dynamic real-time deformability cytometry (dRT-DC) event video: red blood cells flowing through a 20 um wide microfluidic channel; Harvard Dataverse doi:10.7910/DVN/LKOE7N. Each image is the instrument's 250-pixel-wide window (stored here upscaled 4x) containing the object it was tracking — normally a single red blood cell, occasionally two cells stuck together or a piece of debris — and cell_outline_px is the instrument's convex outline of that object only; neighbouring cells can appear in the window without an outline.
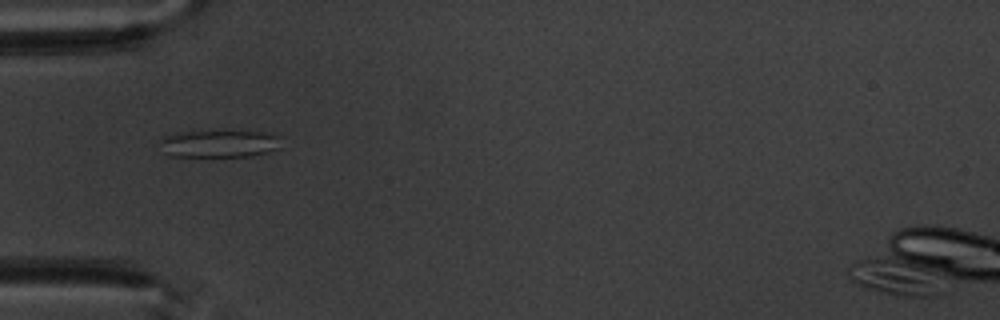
{"species": "common noctule bat (a hibernating species)", "species_latin": "Nyctalus noctula", "temperature_condition": "warm", "stored_images_in_passage": 3, "camera_frame_rate_fps": 3000, "um_per_image_px": 0.085, "animal": {"sex": "male", "body_mass_g": 20.1, "forearm_length_mm": 53.5}, "frame": {"image": 1, "passage_image": 1, "time_ms": 0.0, "image_size_px": [1000, 320], "cell_outline_px": [[280, 148], [268, 152], [252, 156], [168, 156], [164, 152], [160, 140], [164, 136], [176, 132], [224, 128], [276, 132]], "centroid_in_image_um": [18.68, 12.14], "position_along_channel_um": 66.3, "area_um2": 20.58}}
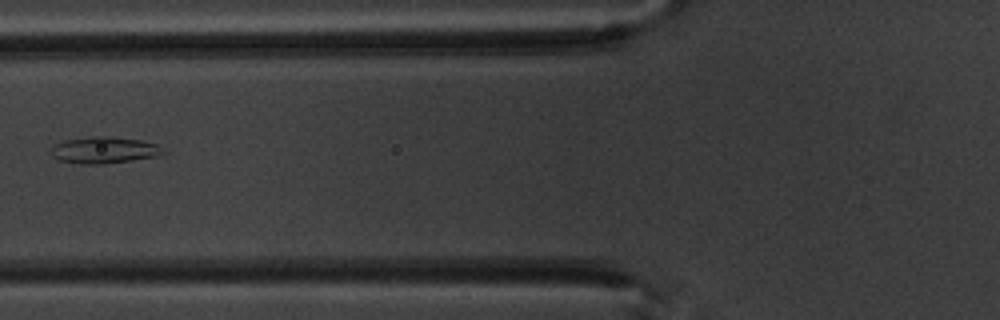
{"frame": {"image": 2, "passage_image": 2, "time_ms": 1.333, "image_size_px": [1000, 320], "cell_outline_px": [[168, 152], [156, 156], [132, 160], [104, 164], [80, 164], [56, 160], [52, 156], [52, 148], [56, 144], [64, 140], [92, 136], [112, 136], [140, 140], [156, 144]], "centroid_in_image_um": [8.85, 12.76], "position_along_channel_um": 117.0, "area_um2": 17.46}}